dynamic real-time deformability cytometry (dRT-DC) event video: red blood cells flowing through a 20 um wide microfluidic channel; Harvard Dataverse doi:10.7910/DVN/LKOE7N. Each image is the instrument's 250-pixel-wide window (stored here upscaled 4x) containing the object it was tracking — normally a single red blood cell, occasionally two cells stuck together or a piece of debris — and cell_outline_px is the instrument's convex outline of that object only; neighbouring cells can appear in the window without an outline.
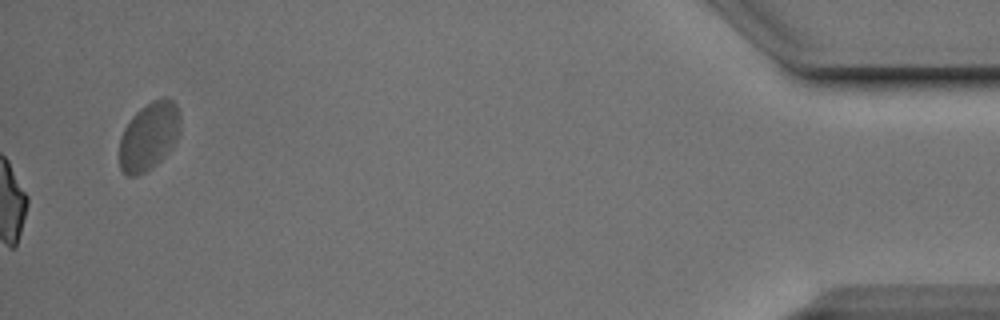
{"species": "Egyptian fruit bat (a non-hibernating species)", "species_latin": "Rousettus aegyptiacus", "temperature_condition": "cold", "stored_images_in_passage": 44, "camera_frame_rate_fps": 3000, "um_per_image_px": 0.085, "animal": {"sex": "male"}, "frame": {"image": 1, "passage_image": 44, "time_ms": 14.333, "image_size_px": [1000, 320], "cell_outline_px": [[180, 132], [176, 140], [168, 152], [160, 160], [144, 172], [136, 176], [128, 176], [120, 168], [120, 136], [124, 128], [132, 116], [140, 108], [152, 100], [164, 96], [172, 100], [176, 104], [180, 112]], "centroid_in_image_um": [12.67, 11.54], "position_along_channel_um": 422.5, "area_um2": 24.16}, "authors_computed_cell_mechanics": {"area_um2": 22.6576, "velocity_mm_per_s": 3.892, "shape_relaxation_time_tau1_ms": 4.0301, "shape_relaxation_time_tau2_ms": 2.2889, "deformation_change_tau1": 0.1244, "deformation_change_tau2": 0.0777}}